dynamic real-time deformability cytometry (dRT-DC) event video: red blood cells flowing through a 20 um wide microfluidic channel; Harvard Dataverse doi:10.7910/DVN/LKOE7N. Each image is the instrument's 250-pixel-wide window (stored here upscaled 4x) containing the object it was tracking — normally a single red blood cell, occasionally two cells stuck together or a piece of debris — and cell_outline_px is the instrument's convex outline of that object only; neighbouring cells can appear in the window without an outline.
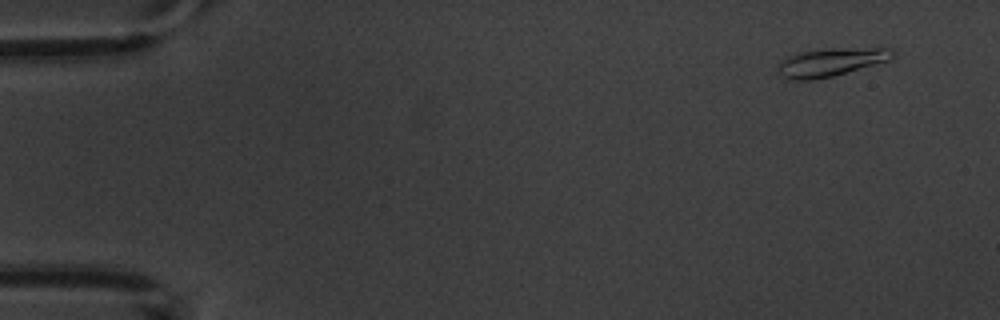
{"species": "common noctule bat (a hibernating species)", "species_latin": "Nyctalus noctula", "temperature_condition": "warm", "stored_images_in_passage": 8, "camera_frame_rate_fps": 3000, "um_per_image_px": 0.085, "animal": {"sex": "male", "body_mass_g": 20.1, "forearm_length_mm": 53.5}, "frame": {"image": 1, "passage_image": 2, "time_ms": 1.0, "image_size_px": [1000, 320], "cell_outline_px": [[896, 52], [888, 60], [832, 76], [812, 80], [788, 80], [780, 76], [776, 72], [776, 64], [780, 60], [800, 52], [828, 48], [892, 48]], "centroid_in_image_um": [70.52, 5.29], "position_along_channel_um": 14.5, "area_um2": 18.9}}
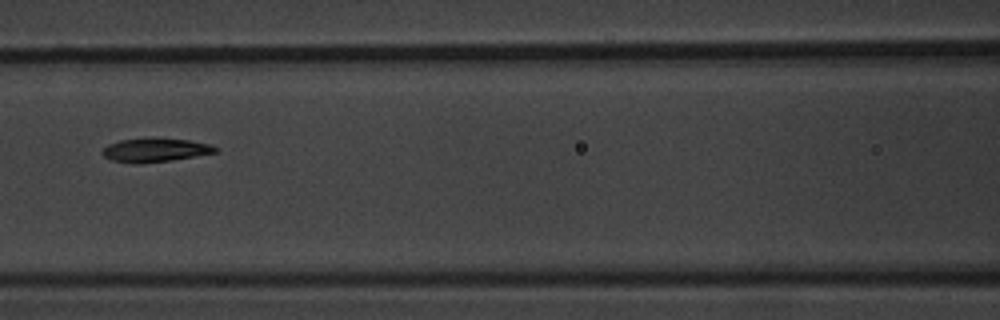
{"frame": {"image": 2, "passage_image": 8, "time_ms": 8.0, "image_size_px": [1000, 320], "cell_outline_px": [[216, 152], [172, 160], [136, 164], [132, 164], [112, 160], [104, 156], [100, 152], [108, 144], [120, 140], [152, 136], [160, 136], [188, 140], [208, 144], [216, 148]], "centroid_in_image_um": [13.12, 12.73], "position_along_channel_um": 153.5, "area_um2": 15.95}}